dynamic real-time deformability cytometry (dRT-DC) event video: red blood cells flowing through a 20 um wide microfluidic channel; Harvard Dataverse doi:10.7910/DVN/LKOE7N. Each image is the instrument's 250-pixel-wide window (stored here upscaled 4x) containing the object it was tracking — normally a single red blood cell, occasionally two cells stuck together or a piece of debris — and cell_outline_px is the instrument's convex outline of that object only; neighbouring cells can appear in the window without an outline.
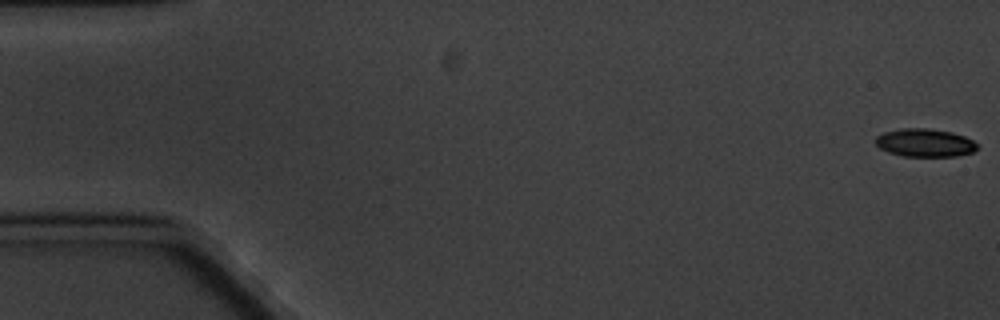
{"species": "common noctule bat (a hibernating species)", "species_latin": "Nyctalus noctula", "temperature_condition": "cold", "stored_images_in_passage": 6, "camera_frame_rate_fps": 3000, "um_per_image_px": 0.085, "animal": {"sex": "male", "body_mass_g": 20.1, "forearm_length_mm": 53.5}, "frame": {"image": 1, "passage_image": 1, "time_ms": 0.0, "image_size_px": [1000, 320], "cell_outline_px": [[976, 148], [972, 152], [956, 156], [904, 156], [888, 152], [880, 148], [876, 144], [876, 136], [884, 132], [900, 128], [928, 128], [952, 132], [964, 136], [972, 140], [976, 144]], "centroid_in_image_um": [78.59, 12.12], "position_along_channel_um": 6.4, "area_um2": 16.53}}
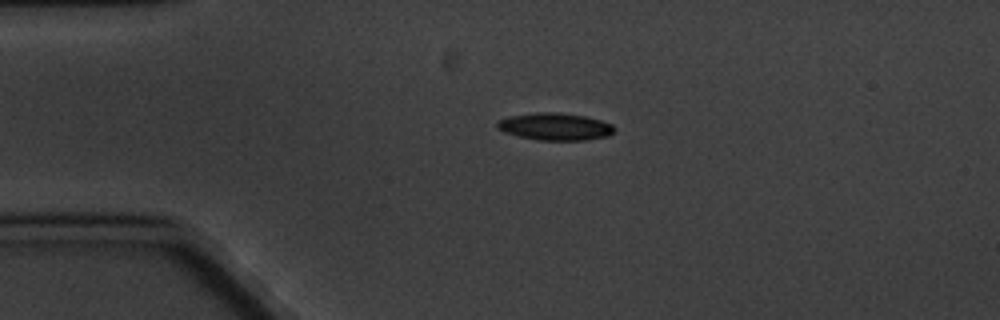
{"frame": {"image": 2, "passage_image": 5, "time_ms": 4.333, "image_size_px": [1000, 320], "cell_outline_px": [[616, 128], [608, 136], [588, 140], [536, 140], [504, 132], [496, 128], [496, 124], [500, 120], [508, 116], [536, 112], [556, 112], [584, 116], [600, 120], [612, 124]], "centroid_in_image_um": [47.18, 10.76], "position_along_channel_um": 37.8, "area_um2": 18.61}}